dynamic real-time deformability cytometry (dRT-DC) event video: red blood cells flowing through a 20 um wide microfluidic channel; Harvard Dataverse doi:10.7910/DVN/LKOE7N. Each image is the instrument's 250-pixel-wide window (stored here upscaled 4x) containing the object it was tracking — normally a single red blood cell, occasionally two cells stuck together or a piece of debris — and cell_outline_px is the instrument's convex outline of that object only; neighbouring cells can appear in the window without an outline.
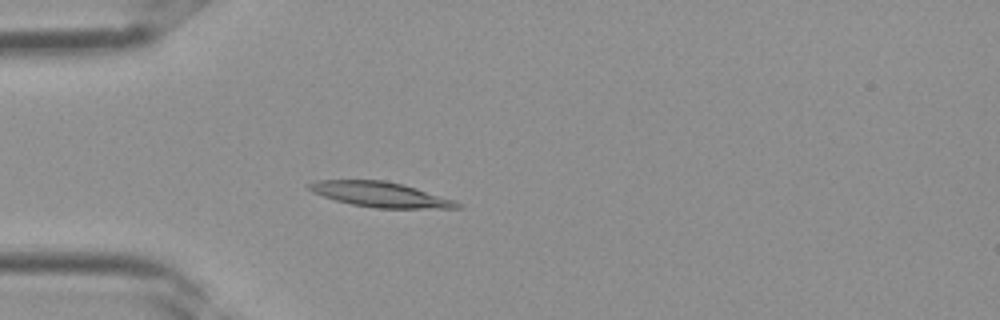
{"species": "Egyptian fruit bat (a non-hibernating species)", "species_latin": "Rousettus aegyptiacus", "temperature_condition": "room temperature", "stored_images_in_passage": 36, "camera_frame_rate_fps": 3000, "um_per_image_px": 0.085, "frame": {"image": 1, "passage_image": 10, "time_ms": 3.0, "image_size_px": [1000, 320], "cell_outline_px": [[464, 208], [376, 208], [352, 204], [336, 200], [312, 192], [308, 188], [308, 184], [316, 180], [384, 180], [404, 184], [456, 200], [464, 204]], "centroid_in_image_um": [32.41, 16.53], "position_along_channel_um": 52.6, "area_um2": 21.73}}
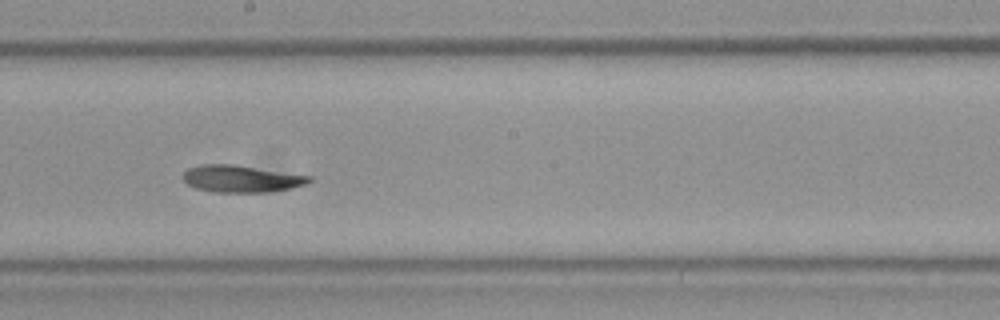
{"frame": {"image": 2, "passage_image": 20, "time_ms": 6.333, "image_size_px": [1000, 320], "cell_outline_px": [[312, 180], [308, 184], [292, 188], [268, 192], [216, 192], [196, 188], [188, 184], [180, 176], [188, 168], [200, 164], [232, 164], [312, 176]], "centroid_in_image_um": [20.51, 15.19], "position_along_channel_um": 227.7, "area_um2": 19.94}}
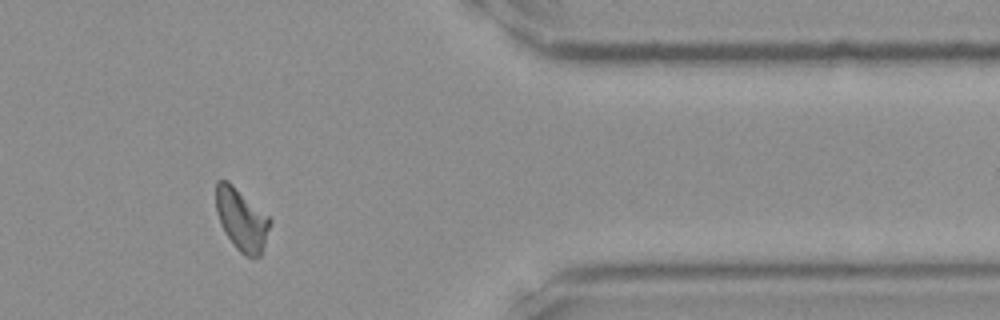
{"frame": {"image": 3, "passage_image": 30, "time_ms": 9.667, "image_size_px": [1000, 320], "cell_outline_px": [[272, 220], [260, 256], [244, 256], [236, 248], [224, 232], [220, 224], [216, 212], [216, 180], [228, 180], [268, 216]], "centroid_in_image_um": [20.51, 18.65], "position_along_channel_um": 390.9, "area_um2": 19.36}}